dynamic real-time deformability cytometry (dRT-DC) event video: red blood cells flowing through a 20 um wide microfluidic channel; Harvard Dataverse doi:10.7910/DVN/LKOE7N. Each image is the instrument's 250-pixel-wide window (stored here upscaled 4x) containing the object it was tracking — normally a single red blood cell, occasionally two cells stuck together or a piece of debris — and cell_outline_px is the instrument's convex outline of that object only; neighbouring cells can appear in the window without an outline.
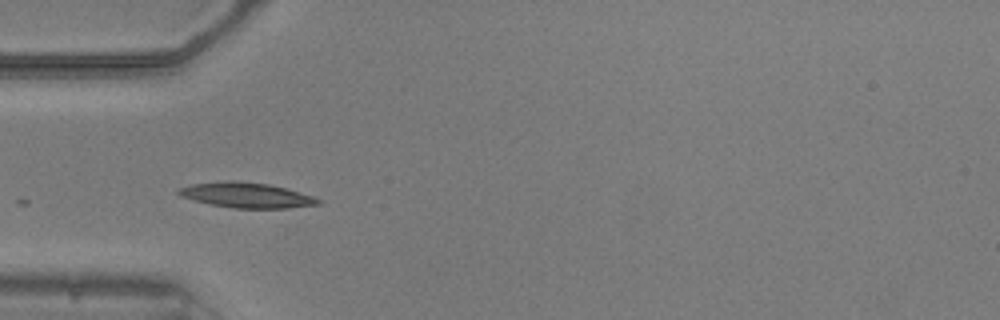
{"species": "common noctule bat (a hibernating species)", "species_latin": "Nyctalus noctula", "temperature_condition": "warm", "stored_images_in_passage": 3, "camera_frame_rate_fps": 3000, "um_per_image_px": 0.085, "animal": {"sex": "male", "body_mass_g": 20.5, "forearm_length_mm": 52.5}, "frame": {"image": 1, "passage_image": 1, "time_ms": 0.0, "image_size_px": [1000, 320], "cell_outline_px": [[320, 204], [288, 208], [232, 208], [208, 204], [180, 196], [176, 192], [176, 188], [192, 184], [224, 180], [228, 180], [268, 184], [288, 188], [312, 196], [320, 200]], "centroid_in_image_um": [20.9, 16.58], "position_along_channel_um": 64.1, "area_um2": 20.58}}